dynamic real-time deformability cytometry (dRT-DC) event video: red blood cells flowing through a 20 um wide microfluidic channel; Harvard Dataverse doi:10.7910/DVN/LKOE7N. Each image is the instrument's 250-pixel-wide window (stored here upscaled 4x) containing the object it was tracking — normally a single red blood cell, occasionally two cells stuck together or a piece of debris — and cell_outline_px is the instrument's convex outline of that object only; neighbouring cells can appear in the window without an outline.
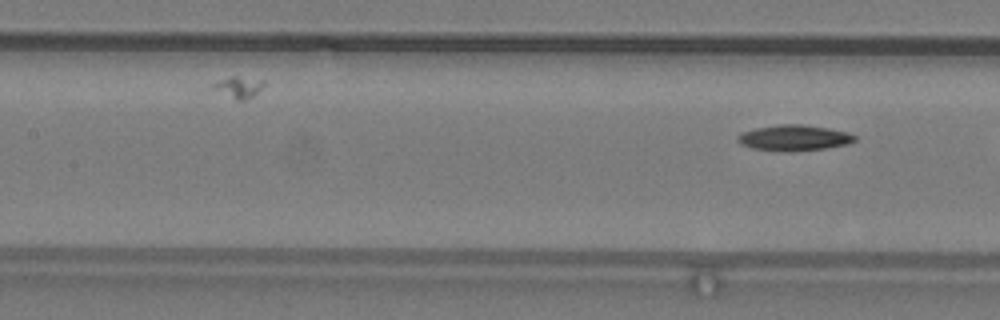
{"species": "common noctule bat (a hibernating species)", "species_latin": "Nyctalus noctula", "temperature_condition": "warm", "stored_images_in_passage": 11, "camera_frame_rate_fps": 3000, "um_per_image_px": 0.085, "animal": {"sex": "male", "body_mass_g": 19.2, "forearm_length_mm": 51.8}, "frame": {"image": 1, "passage_image": 11, "time_ms": 3.333, "image_size_px": [1000, 320], "cell_outline_px": [[856, 140], [848, 144], [824, 148], [784, 152], [752, 148], [740, 144], [736, 140], [736, 136], [740, 132], [756, 128], [780, 124], [804, 124], [828, 128], [848, 132], [856, 136]], "centroid_in_image_um": [67.46, 11.71], "position_along_channel_um": 139.9, "area_um2": 17.69}}